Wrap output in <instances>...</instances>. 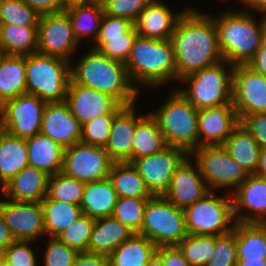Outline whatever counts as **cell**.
Segmentation results:
<instances>
[{"instance_id": "obj_1", "label": "cell", "mask_w": 266, "mask_h": 266, "mask_svg": "<svg viewBox=\"0 0 266 266\" xmlns=\"http://www.w3.org/2000/svg\"><path fill=\"white\" fill-rule=\"evenodd\" d=\"M175 54L176 80L223 60L213 18L184 8L170 38Z\"/></svg>"}, {"instance_id": "obj_2", "label": "cell", "mask_w": 266, "mask_h": 266, "mask_svg": "<svg viewBox=\"0 0 266 266\" xmlns=\"http://www.w3.org/2000/svg\"><path fill=\"white\" fill-rule=\"evenodd\" d=\"M70 63V79L114 97L121 105L135 104L140 92L131 83L125 63L91 48L78 63Z\"/></svg>"}, {"instance_id": "obj_3", "label": "cell", "mask_w": 266, "mask_h": 266, "mask_svg": "<svg viewBox=\"0 0 266 266\" xmlns=\"http://www.w3.org/2000/svg\"><path fill=\"white\" fill-rule=\"evenodd\" d=\"M250 10H226L213 18L218 31L222 58L227 63L247 65L266 37V15L255 20Z\"/></svg>"}, {"instance_id": "obj_4", "label": "cell", "mask_w": 266, "mask_h": 266, "mask_svg": "<svg viewBox=\"0 0 266 266\" xmlns=\"http://www.w3.org/2000/svg\"><path fill=\"white\" fill-rule=\"evenodd\" d=\"M125 65L131 83L139 92L138 84L157 88L176 80L175 54L170 39L137 35Z\"/></svg>"}, {"instance_id": "obj_5", "label": "cell", "mask_w": 266, "mask_h": 266, "mask_svg": "<svg viewBox=\"0 0 266 266\" xmlns=\"http://www.w3.org/2000/svg\"><path fill=\"white\" fill-rule=\"evenodd\" d=\"M234 66L222 60L184 78L177 90L197 110L232 104Z\"/></svg>"}, {"instance_id": "obj_6", "label": "cell", "mask_w": 266, "mask_h": 266, "mask_svg": "<svg viewBox=\"0 0 266 266\" xmlns=\"http://www.w3.org/2000/svg\"><path fill=\"white\" fill-rule=\"evenodd\" d=\"M150 114L157 120L168 146L190 153L198 148V111L177 90Z\"/></svg>"}, {"instance_id": "obj_7", "label": "cell", "mask_w": 266, "mask_h": 266, "mask_svg": "<svg viewBox=\"0 0 266 266\" xmlns=\"http://www.w3.org/2000/svg\"><path fill=\"white\" fill-rule=\"evenodd\" d=\"M70 82V62L38 52L26 55L27 94L46 103L64 102Z\"/></svg>"}, {"instance_id": "obj_8", "label": "cell", "mask_w": 266, "mask_h": 266, "mask_svg": "<svg viewBox=\"0 0 266 266\" xmlns=\"http://www.w3.org/2000/svg\"><path fill=\"white\" fill-rule=\"evenodd\" d=\"M139 235L157 247L180 243L187 235L184 209L176 207L163 195L148 199Z\"/></svg>"}, {"instance_id": "obj_9", "label": "cell", "mask_w": 266, "mask_h": 266, "mask_svg": "<svg viewBox=\"0 0 266 266\" xmlns=\"http://www.w3.org/2000/svg\"><path fill=\"white\" fill-rule=\"evenodd\" d=\"M215 193L208 192L202 199L184 209L188 234L219 236L233 230L236 221L232 194L227 192L222 197L223 195L217 196Z\"/></svg>"}, {"instance_id": "obj_10", "label": "cell", "mask_w": 266, "mask_h": 266, "mask_svg": "<svg viewBox=\"0 0 266 266\" xmlns=\"http://www.w3.org/2000/svg\"><path fill=\"white\" fill-rule=\"evenodd\" d=\"M189 156L196 157L194 161L210 191L225 188L232 193L249 177L248 172L230 156L223 145L200 146L192 150Z\"/></svg>"}, {"instance_id": "obj_11", "label": "cell", "mask_w": 266, "mask_h": 266, "mask_svg": "<svg viewBox=\"0 0 266 266\" xmlns=\"http://www.w3.org/2000/svg\"><path fill=\"white\" fill-rule=\"evenodd\" d=\"M45 106V101L27 93L5 101L0 106L3 129L23 139L40 133Z\"/></svg>"}, {"instance_id": "obj_12", "label": "cell", "mask_w": 266, "mask_h": 266, "mask_svg": "<svg viewBox=\"0 0 266 266\" xmlns=\"http://www.w3.org/2000/svg\"><path fill=\"white\" fill-rule=\"evenodd\" d=\"M113 163L104 147L79 142L65 148L62 172L89 183L108 178Z\"/></svg>"}, {"instance_id": "obj_13", "label": "cell", "mask_w": 266, "mask_h": 266, "mask_svg": "<svg viewBox=\"0 0 266 266\" xmlns=\"http://www.w3.org/2000/svg\"><path fill=\"white\" fill-rule=\"evenodd\" d=\"M79 44L66 11L41 15L38 25V53L71 63V55Z\"/></svg>"}, {"instance_id": "obj_14", "label": "cell", "mask_w": 266, "mask_h": 266, "mask_svg": "<svg viewBox=\"0 0 266 266\" xmlns=\"http://www.w3.org/2000/svg\"><path fill=\"white\" fill-rule=\"evenodd\" d=\"M188 156L184 149L168 146L161 152L137 158L132 164L153 195H164L174 172Z\"/></svg>"}, {"instance_id": "obj_15", "label": "cell", "mask_w": 266, "mask_h": 266, "mask_svg": "<svg viewBox=\"0 0 266 266\" xmlns=\"http://www.w3.org/2000/svg\"><path fill=\"white\" fill-rule=\"evenodd\" d=\"M232 104L239 120L244 115L266 112V77L248 65L234 66Z\"/></svg>"}, {"instance_id": "obj_16", "label": "cell", "mask_w": 266, "mask_h": 266, "mask_svg": "<svg viewBox=\"0 0 266 266\" xmlns=\"http://www.w3.org/2000/svg\"><path fill=\"white\" fill-rule=\"evenodd\" d=\"M65 102L81 125L96 117L116 115L124 107L111 95L76 84L71 79Z\"/></svg>"}, {"instance_id": "obj_17", "label": "cell", "mask_w": 266, "mask_h": 266, "mask_svg": "<svg viewBox=\"0 0 266 266\" xmlns=\"http://www.w3.org/2000/svg\"><path fill=\"white\" fill-rule=\"evenodd\" d=\"M0 212L15 240L36 241L45 235L41 202L0 201Z\"/></svg>"}, {"instance_id": "obj_18", "label": "cell", "mask_w": 266, "mask_h": 266, "mask_svg": "<svg viewBox=\"0 0 266 266\" xmlns=\"http://www.w3.org/2000/svg\"><path fill=\"white\" fill-rule=\"evenodd\" d=\"M231 194L236 222L266 223V178L249 175Z\"/></svg>"}, {"instance_id": "obj_19", "label": "cell", "mask_w": 266, "mask_h": 266, "mask_svg": "<svg viewBox=\"0 0 266 266\" xmlns=\"http://www.w3.org/2000/svg\"><path fill=\"white\" fill-rule=\"evenodd\" d=\"M240 124L233 104L198 111V147L223 145Z\"/></svg>"}, {"instance_id": "obj_20", "label": "cell", "mask_w": 266, "mask_h": 266, "mask_svg": "<svg viewBox=\"0 0 266 266\" xmlns=\"http://www.w3.org/2000/svg\"><path fill=\"white\" fill-rule=\"evenodd\" d=\"M188 156L174 172L171 183L163 195L176 207L185 209L202 199L210 189L199 173L196 163L194 165Z\"/></svg>"}, {"instance_id": "obj_21", "label": "cell", "mask_w": 266, "mask_h": 266, "mask_svg": "<svg viewBox=\"0 0 266 266\" xmlns=\"http://www.w3.org/2000/svg\"><path fill=\"white\" fill-rule=\"evenodd\" d=\"M81 128L65 101L46 103L40 133L68 148L80 142Z\"/></svg>"}, {"instance_id": "obj_22", "label": "cell", "mask_w": 266, "mask_h": 266, "mask_svg": "<svg viewBox=\"0 0 266 266\" xmlns=\"http://www.w3.org/2000/svg\"><path fill=\"white\" fill-rule=\"evenodd\" d=\"M135 106L136 104L124 106L112 121L109 139L104 148L113 162L132 163V147L137 122L144 116V114H137Z\"/></svg>"}, {"instance_id": "obj_23", "label": "cell", "mask_w": 266, "mask_h": 266, "mask_svg": "<svg viewBox=\"0 0 266 266\" xmlns=\"http://www.w3.org/2000/svg\"><path fill=\"white\" fill-rule=\"evenodd\" d=\"M184 10L173 13L161 0H152L134 22L138 36L169 40L177 19Z\"/></svg>"}, {"instance_id": "obj_24", "label": "cell", "mask_w": 266, "mask_h": 266, "mask_svg": "<svg viewBox=\"0 0 266 266\" xmlns=\"http://www.w3.org/2000/svg\"><path fill=\"white\" fill-rule=\"evenodd\" d=\"M49 175L26 166L2 187L5 199L17 202H41L47 195Z\"/></svg>"}, {"instance_id": "obj_25", "label": "cell", "mask_w": 266, "mask_h": 266, "mask_svg": "<svg viewBox=\"0 0 266 266\" xmlns=\"http://www.w3.org/2000/svg\"><path fill=\"white\" fill-rule=\"evenodd\" d=\"M28 165L52 176L62 172L65 148L50 137L38 133L26 139Z\"/></svg>"}, {"instance_id": "obj_26", "label": "cell", "mask_w": 266, "mask_h": 266, "mask_svg": "<svg viewBox=\"0 0 266 266\" xmlns=\"http://www.w3.org/2000/svg\"><path fill=\"white\" fill-rule=\"evenodd\" d=\"M133 234L132 230L112 216L96 219L88 244V253L108 256Z\"/></svg>"}, {"instance_id": "obj_27", "label": "cell", "mask_w": 266, "mask_h": 266, "mask_svg": "<svg viewBox=\"0 0 266 266\" xmlns=\"http://www.w3.org/2000/svg\"><path fill=\"white\" fill-rule=\"evenodd\" d=\"M118 195L110 178L85 183L80 207L84 215L94 219L112 216Z\"/></svg>"}, {"instance_id": "obj_28", "label": "cell", "mask_w": 266, "mask_h": 266, "mask_svg": "<svg viewBox=\"0 0 266 266\" xmlns=\"http://www.w3.org/2000/svg\"><path fill=\"white\" fill-rule=\"evenodd\" d=\"M26 93V55L0 54V106Z\"/></svg>"}, {"instance_id": "obj_29", "label": "cell", "mask_w": 266, "mask_h": 266, "mask_svg": "<svg viewBox=\"0 0 266 266\" xmlns=\"http://www.w3.org/2000/svg\"><path fill=\"white\" fill-rule=\"evenodd\" d=\"M28 166L26 139L4 131L0 137V188Z\"/></svg>"}, {"instance_id": "obj_30", "label": "cell", "mask_w": 266, "mask_h": 266, "mask_svg": "<svg viewBox=\"0 0 266 266\" xmlns=\"http://www.w3.org/2000/svg\"><path fill=\"white\" fill-rule=\"evenodd\" d=\"M237 261L266 260V223L236 222Z\"/></svg>"}, {"instance_id": "obj_31", "label": "cell", "mask_w": 266, "mask_h": 266, "mask_svg": "<svg viewBox=\"0 0 266 266\" xmlns=\"http://www.w3.org/2000/svg\"><path fill=\"white\" fill-rule=\"evenodd\" d=\"M156 250L151 240L134 233L108 255L109 266H146Z\"/></svg>"}, {"instance_id": "obj_32", "label": "cell", "mask_w": 266, "mask_h": 266, "mask_svg": "<svg viewBox=\"0 0 266 266\" xmlns=\"http://www.w3.org/2000/svg\"><path fill=\"white\" fill-rule=\"evenodd\" d=\"M223 146L249 175L255 174L261 148L241 124L233 130Z\"/></svg>"}, {"instance_id": "obj_33", "label": "cell", "mask_w": 266, "mask_h": 266, "mask_svg": "<svg viewBox=\"0 0 266 266\" xmlns=\"http://www.w3.org/2000/svg\"><path fill=\"white\" fill-rule=\"evenodd\" d=\"M38 27L0 24V54L29 55L37 52Z\"/></svg>"}, {"instance_id": "obj_34", "label": "cell", "mask_w": 266, "mask_h": 266, "mask_svg": "<svg viewBox=\"0 0 266 266\" xmlns=\"http://www.w3.org/2000/svg\"><path fill=\"white\" fill-rule=\"evenodd\" d=\"M109 178L118 197L152 198L154 196L135 166L130 162H114Z\"/></svg>"}, {"instance_id": "obj_35", "label": "cell", "mask_w": 266, "mask_h": 266, "mask_svg": "<svg viewBox=\"0 0 266 266\" xmlns=\"http://www.w3.org/2000/svg\"><path fill=\"white\" fill-rule=\"evenodd\" d=\"M168 144L160 131L157 120L149 113L137 122L133 139L132 162L140 157L161 152Z\"/></svg>"}, {"instance_id": "obj_36", "label": "cell", "mask_w": 266, "mask_h": 266, "mask_svg": "<svg viewBox=\"0 0 266 266\" xmlns=\"http://www.w3.org/2000/svg\"><path fill=\"white\" fill-rule=\"evenodd\" d=\"M45 234L57 237L82 214L80 205L49 199L47 196L41 201Z\"/></svg>"}, {"instance_id": "obj_37", "label": "cell", "mask_w": 266, "mask_h": 266, "mask_svg": "<svg viewBox=\"0 0 266 266\" xmlns=\"http://www.w3.org/2000/svg\"><path fill=\"white\" fill-rule=\"evenodd\" d=\"M68 13L75 38L81 43L83 37L95 42L104 15V7L97 3L75 5L65 9Z\"/></svg>"}, {"instance_id": "obj_38", "label": "cell", "mask_w": 266, "mask_h": 266, "mask_svg": "<svg viewBox=\"0 0 266 266\" xmlns=\"http://www.w3.org/2000/svg\"><path fill=\"white\" fill-rule=\"evenodd\" d=\"M85 183L63 172L49 176L47 197L51 200L80 205Z\"/></svg>"}, {"instance_id": "obj_39", "label": "cell", "mask_w": 266, "mask_h": 266, "mask_svg": "<svg viewBox=\"0 0 266 266\" xmlns=\"http://www.w3.org/2000/svg\"><path fill=\"white\" fill-rule=\"evenodd\" d=\"M176 246L191 266H205L213 255L215 235L188 234Z\"/></svg>"}, {"instance_id": "obj_40", "label": "cell", "mask_w": 266, "mask_h": 266, "mask_svg": "<svg viewBox=\"0 0 266 266\" xmlns=\"http://www.w3.org/2000/svg\"><path fill=\"white\" fill-rule=\"evenodd\" d=\"M148 199L150 198L118 197L112 217L120 220L132 232L139 233Z\"/></svg>"}, {"instance_id": "obj_41", "label": "cell", "mask_w": 266, "mask_h": 266, "mask_svg": "<svg viewBox=\"0 0 266 266\" xmlns=\"http://www.w3.org/2000/svg\"><path fill=\"white\" fill-rule=\"evenodd\" d=\"M41 15L22 0H0V24L38 27Z\"/></svg>"}, {"instance_id": "obj_42", "label": "cell", "mask_w": 266, "mask_h": 266, "mask_svg": "<svg viewBox=\"0 0 266 266\" xmlns=\"http://www.w3.org/2000/svg\"><path fill=\"white\" fill-rule=\"evenodd\" d=\"M133 25L126 33L115 37H97L92 48L110 59L125 63L137 36Z\"/></svg>"}, {"instance_id": "obj_43", "label": "cell", "mask_w": 266, "mask_h": 266, "mask_svg": "<svg viewBox=\"0 0 266 266\" xmlns=\"http://www.w3.org/2000/svg\"><path fill=\"white\" fill-rule=\"evenodd\" d=\"M95 221L96 219L82 214L56 238L79 253L88 252V244Z\"/></svg>"}, {"instance_id": "obj_44", "label": "cell", "mask_w": 266, "mask_h": 266, "mask_svg": "<svg viewBox=\"0 0 266 266\" xmlns=\"http://www.w3.org/2000/svg\"><path fill=\"white\" fill-rule=\"evenodd\" d=\"M236 223L231 232L215 236V248L212 258L205 266H236Z\"/></svg>"}, {"instance_id": "obj_45", "label": "cell", "mask_w": 266, "mask_h": 266, "mask_svg": "<svg viewBox=\"0 0 266 266\" xmlns=\"http://www.w3.org/2000/svg\"><path fill=\"white\" fill-rule=\"evenodd\" d=\"M114 117L115 115H104L83 124L80 142L105 147L109 139L110 128Z\"/></svg>"}, {"instance_id": "obj_46", "label": "cell", "mask_w": 266, "mask_h": 266, "mask_svg": "<svg viewBox=\"0 0 266 266\" xmlns=\"http://www.w3.org/2000/svg\"><path fill=\"white\" fill-rule=\"evenodd\" d=\"M44 251L45 266H73L79 252L56 237H48Z\"/></svg>"}, {"instance_id": "obj_47", "label": "cell", "mask_w": 266, "mask_h": 266, "mask_svg": "<svg viewBox=\"0 0 266 266\" xmlns=\"http://www.w3.org/2000/svg\"><path fill=\"white\" fill-rule=\"evenodd\" d=\"M33 241L15 240L4 249V260L11 266H37L36 254L31 245Z\"/></svg>"}, {"instance_id": "obj_48", "label": "cell", "mask_w": 266, "mask_h": 266, "mask_svg": "<svg viewBox=\"0 0 266 266\" xmlns=\"http://www.w3.org/2000/svg\"><path fill=\"white\" fill-rule=\"evenodd\" d=\"M152 0H111L104 6V13L112 17L125 18L133 23L141 11Z\"/></svg>"}, {"instance_id": "obj_49", "label": "cell", "mask_w": 266, "mask_h": 266, "mask_svg": "<svg viewBox=\"0 0 266 266\" xmlns=\"http://www.w3.org/2000/svg\"><path fill=\"white\" fill-rule=\"evenodd\" d=\"M240 124L254 137L261 149L266 148V112L244 115Z\"/></svg>"}, {"instance_id": "obj_50", "label": "cell", "mask_w": 266, "mask_h": 266, "mask_svg": "<svg viewBox=\"0 0 266 266\" xmlns=\"http://www.w3.org/2000/svg\"><path fill=\"white\" fill-rule=\"evenodd\" d=\"M134 23L128 19L112 17L104 13L97 37H115L126 33Z\"/></svg>"}, {"instance_id": "obj_51", "label": "cell", "mask_w": 266, "mask_h": 266, "mask_svg": "<svg viewBox=\"0 0 266 266\" xmlns=\"http://www.w3.org/2000/svg\"><path fill=\"white\" fill-rule=\"evenodd\" d=\"M156 252L161 256L164 266H191L176 245L158 246Z\"/></svg>"}, {"instance_id": "obj_52", "label": "cell", "mask_w": 266, "mask_h": 266, "mask_svg": "<svg viewBox=\"0 0 266 266\" xmlns=\"http://www.w3.org/2000/svg\"><path fill=\"white\" fill-rule=\"evenodd\" d=\"M40 15L65 11L62 0H22Z\"/></svg>"}, {"instance_id": "obj_53", "label": "cell", "mask_w": 266, "mask_h": 266, "mask_svg": "<svg viewBox=\"0 0 266 266\" xmlns=\"http://www.w3.org/2000/svg\"><path fill=\"white\" fill-rule=\"evenodd\" d=\"M73 266H109L106 255L81 252L78 254Z\"/></svg>"}, {"instance_id": "obj_54", "label": "cell", "mask_w": 266, "mask_h": 266, "mask_svg": "<svg viewBox=\"0 0 266 266\" xmlns=\"http://www.w3.org/2000/svg\"><path fill=\"white\" fill-rule=\"evenodd\" d=\"M247 65L255 72L266 77V37L264 38L262 45L257 50L254 58Z\"/></svg>"}, {"instance_id": "obj_55", "label": "cell", "mask_w": 266, "mask_h": 266, "mask_svg": "<svg viewBox=\"0 0 266 266\" xmlns=\"http://www.w3.org/2000/svg\"><path fill=\"white\" fill-rule=\"evenodd\" d=\"M15 239L8 229L5 219L0 212V251H4Z\"/></svg>"}, {"instance_id": "obj_56", "label": "cell", "mask_w": 266, "mask_h": 266, "mask_svg": "<svg viewBox=\"0 0 266 266\" xmlns=\"http://www.w3.org/2000/svg\"><path fill=\"white\" fill-rule=\"evenodd\" d=\"M250 10H254L255 12L263 13L266 15V0H238Z\"/></svg>"}, {"instance_id": "obj_57", "label": "cell", "mask_w": 266, "mask_h": 266, "mask_svg": "<svg viewBox=\"0 0 266 266\" xmlns=\"http://www.w3.org/2000/svg\"><path fill=\"white\" fill-rule=\"evenodd\" d=\"M255 175L266 178V148H262L260 150L259 161Z\"/></svg>"}, {"instance_id": "obj_58", "label": "cell", "mask_w": 266, "mask_h": 266, "mask_svg": "<svg viewBox=\"0 0 266 266\" xmlns=\"http://www.w3.org/2000/svg\"><path fill=\"white\" fill-rule=\"evenodd\" d=\"M236 266H266V260L237 261Z\"/></svg>"}, {"instance_id": "obj_59", "label": "cell", "mask_w": 266, "mask_h": 266, "mask_svg": "<svg viewBox=\"0 0 266 266\" xmlns=\"http://www.w3.org/2000/svg\"><path fill=\"white\" fill-rule=\"evenodd\" d=\"M92 0H62L63 6L65 9L81 4L91 3Z\"/></svg>"}, {"instance_id": "obj_60", "label": "cell", "mask_w": 266, "mask_h": 266, "mask_svg": "<svg viewBox=\"0 0 266 266\" xmlns=\"http://www.w3.org/2000/svg\"><path fill=\"white\" fill-rule=\"evenodd\" d=\"M146 266H164L161 256L155 252Z\"/></svg>"}, {"instance_id": "obj_61", "label": "cell", "mask_w": 266, "mask_h": 266, "mask_svg": "<svg viewBox=\"0 0 266 266\" xmlns=\"http://www.w3.org/2000/svg\"><path fill=\"white\" fill-rule=\"evenodd\" d=\"M111 0H92V2L97 3L99 6L104 7Z\"/></svg>"}, {"instance_id": "obj_62", "label": "cell", "mask_w": 266, "mask_h": 266, "mask_svg": "<svg viewBox=\"0 0 266 266\" xmlns=\"http://www.w3.org/2000/svg\"><path fill=\"white\" fill-rule=\"evenodd\" d=\"M3 260H4L3 251H0V266H1L2 262H3Z\"/></svg>"}, {"instance_id": "obj_63", "label": "cell", "mask_w": 266, "mask_h": 266, "mask_svg": "<svg viewBox=\"0 0 266 266\" xmlns=\"http://www.w3.org/2000/svg\"><path fill=\"white\" fill-rule=\"evenodd\" d=\"M1 266H11V264L3 260Z\"/></svg>"}, {"instance_id": "obj_64", "label": "cell", "mask_w": 266, "mask_h": 266, "mask_svg": "<svg viewBox=\"0 0 266 266\" xmlns=\"http://www.w3.org/2000/svg\"><path fill=\"white\" fill-rule=\"evenodd\" d=\"M4 131H5V130L3 129L2 124H1V122H0V137H1V135H2V133H3Z\"/></svg>"}]
</instances>
